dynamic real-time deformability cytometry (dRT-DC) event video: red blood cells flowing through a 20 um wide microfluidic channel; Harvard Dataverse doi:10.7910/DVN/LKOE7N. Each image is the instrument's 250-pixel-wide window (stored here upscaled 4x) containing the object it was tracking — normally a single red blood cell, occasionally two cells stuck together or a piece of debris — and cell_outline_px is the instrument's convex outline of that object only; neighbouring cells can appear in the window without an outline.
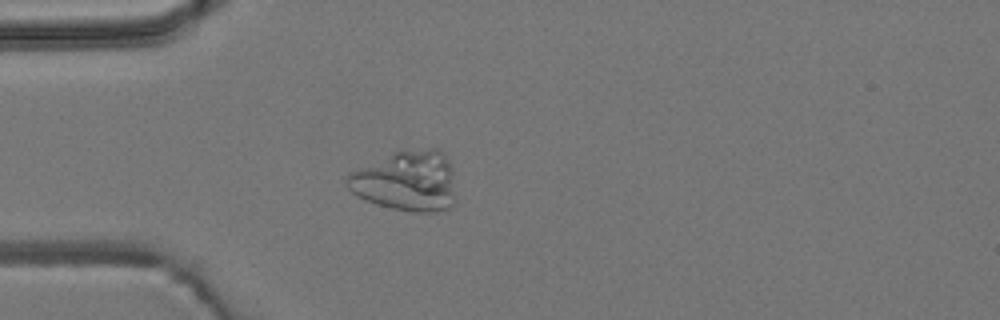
{"species": "common noctule bat (a hibernating species)", "species_latin": "Nyctalus noctula", "temperature_condition": "room temperature", "stored_images_in_passage": 5, "camera_frame_rate_fps": 3000, "um_per_image_px": 0.085, "animal": {"sex": "male", "body_mass_g": 19.2, "forearm_length_mm": 51.8}, "frame": {"image": 1, "passage_image": 5, "time_ms": 4.667, "image_size_px": [1000, 320], "cell_outline_px": [[456, 200], [452, 208], [436, 212], [412, 212], [392, 208], [376, 204], [356, 196], [348, 188], [344, 180], [344, 176], [348, 172], [400, 148], [440, 148], [444, 152], [452, 168]], "centroid_in_image_um": [34.54, 15.36], "position_along_channel_um": 50.5, "area_um2": 39.59}}